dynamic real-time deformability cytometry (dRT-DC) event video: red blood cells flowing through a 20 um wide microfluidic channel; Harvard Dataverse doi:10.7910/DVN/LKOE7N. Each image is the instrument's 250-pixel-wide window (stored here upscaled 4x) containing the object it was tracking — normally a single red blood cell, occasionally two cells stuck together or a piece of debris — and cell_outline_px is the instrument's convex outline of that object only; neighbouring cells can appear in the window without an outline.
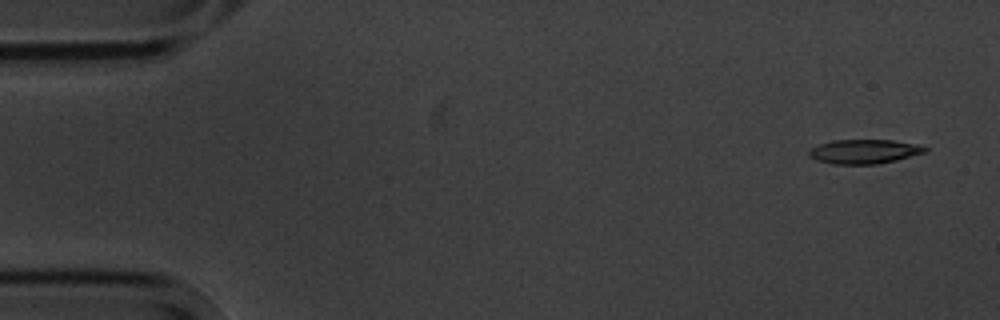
{"species": "common noctule bat (a hibernating species)", "species_latin": "Nyctalus noctula", "temperature_condition": "cold", "stored_images_in_passage": 4, "camera_frame_rate_fps": 3000, "um_per_image_px": 0.085, "animal": {"sex": "male", "body_mass_g": 20.1, "forearm_length_mm": 53.5}, "frame": {"image": 1, "passage_image": 1, "time_ms": 0.0, "image_size_px": [1000, 320], "cell_outline_px": [[928, 152], [896, 160], [876, 164], [832, 164], [816, 160], [808, 156], [808, 152], [812, 148], [820, 144], [832, 140], [892, 140], [916, 144], [928, 148]], "centroid_in_image_um": [73.46, 12.88], "position_along_channel_um": 11.5, "area_um2": 16.42}}